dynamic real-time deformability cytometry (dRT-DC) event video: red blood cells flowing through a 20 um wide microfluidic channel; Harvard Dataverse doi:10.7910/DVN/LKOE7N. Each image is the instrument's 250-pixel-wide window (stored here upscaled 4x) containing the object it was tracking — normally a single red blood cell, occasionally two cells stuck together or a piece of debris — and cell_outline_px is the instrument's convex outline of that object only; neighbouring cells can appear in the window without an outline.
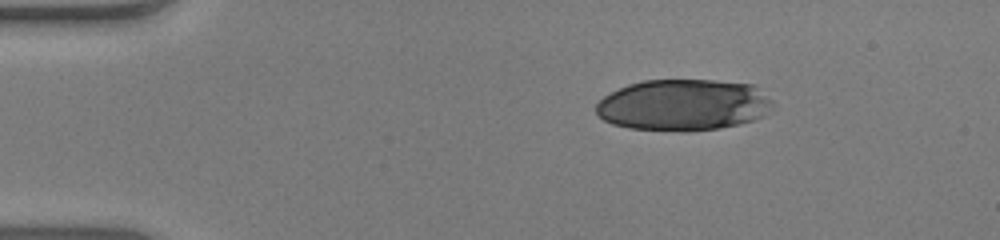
{"species": "human", "species_latin": "Homo sapiens", "temperature_condition": "warm", "stored_images_in_passage": 33, "camera_frame_rate_fps": 3000, "um_per_image_px": 0.085, "donor": {"sex": "male"}, "frame": {"image": 1, "passage_image": 1, "time_ms": 0.0, "image_size_px": [1000, 240], "cell_outline_px": [[772, 104], [764, 116], [740, 124], [720, 128], [688, 132], [680, 132], [628, 128], [612, 124], [604, 120], [596, 112], [596, 104], [604, 96], [628, 84], [644, 80], [716, 80], [756, 84], [772, 100]], "centroid_in_image_um": [58.1, 8.92], "position_along_channel_um": 26.9, "area_um2": 53.41}}